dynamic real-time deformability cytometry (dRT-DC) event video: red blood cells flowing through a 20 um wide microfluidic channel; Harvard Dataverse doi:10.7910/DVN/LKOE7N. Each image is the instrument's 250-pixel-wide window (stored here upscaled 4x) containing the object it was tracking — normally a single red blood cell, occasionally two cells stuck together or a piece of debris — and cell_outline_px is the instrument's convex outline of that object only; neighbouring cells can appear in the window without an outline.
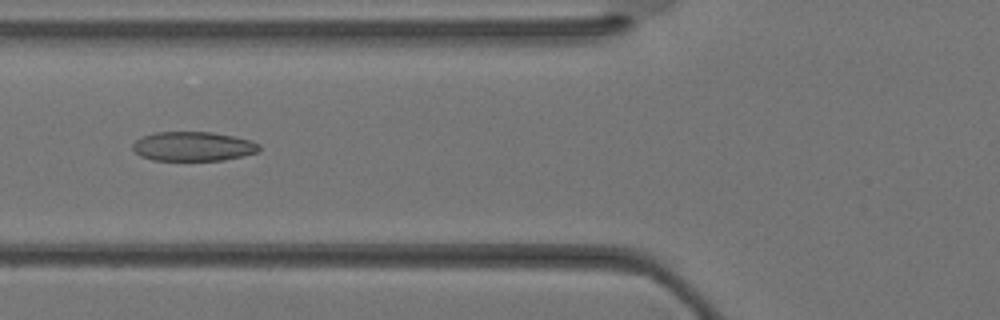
{"species": "Egyptian fruit bat (a non-hibernating species)", "species_latin": "Rousettus aegyptiacus", "temperature_condition": "warm", "stored_images_in_passage": 29, "camera_frame_rate_fps": 3000, "um_per_image_px": 0.085, "animal": {"sex": "female"}, "frame": {"image": 1, "passage_image": 9, "time_ms": 2.667, "image_size_px": [1000, 320], "cell_outline_px": [[260, 148], [256, 152], [224, 160], [152, 160], [140, 156], [132, 148], [132, 144], [136, 140], [144, 136], [156, 132], [212, 132], [252, 140], [260, 144]], "centroid_in_image_um": [16.4, 12.44], "position_along_channel_um": 109.4, "area_um2": 21.5}}
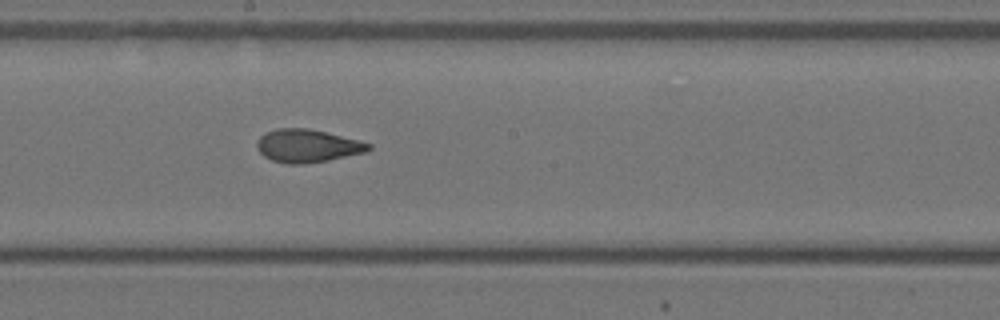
{"frame": {"image": 2, "passage_image": 15, "time_ms": 4.667, "image_size_px": [1000, 320], "cell_outline_px": [[372, 148], [364, 152], [328, 160], [300, 164], [288, 164], [272, 160], [264, 156], [256, 148], [256, 144], [260, 136], [276, 128], [308, 128], [360, 140], [372, 144]], "centroid_in_image_um": [26.12, 12.39], "position_along_channel_um": 222.1, "area_um2": 21.33}}
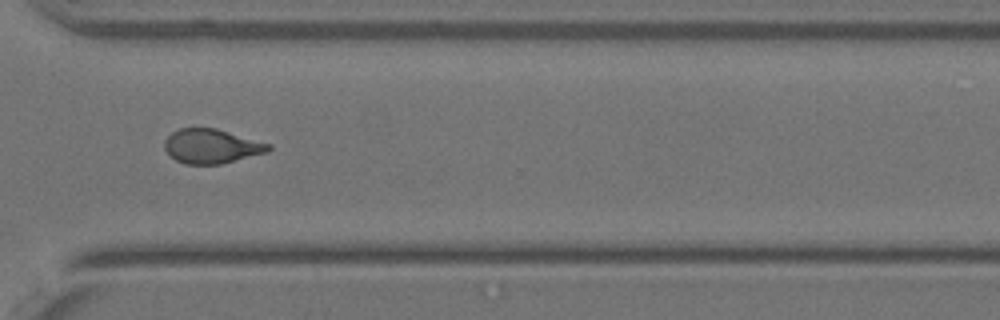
{"frame": {"image": 3, "passage_image": 22, "time_ms": 7.0, "image_size_px": [1000, 320], "cell_outline_px": [[272, 148], [268, 152], [220, 164], [184, 164], [176, 160], [164, 148], [164, 140], [172, 132], [180, 128], [216, 128], [272, 144]], "centroid_in_image_um": [18.0, 12.42], "position_along_channel_um": 352.6, "area_um2": 20.81}}